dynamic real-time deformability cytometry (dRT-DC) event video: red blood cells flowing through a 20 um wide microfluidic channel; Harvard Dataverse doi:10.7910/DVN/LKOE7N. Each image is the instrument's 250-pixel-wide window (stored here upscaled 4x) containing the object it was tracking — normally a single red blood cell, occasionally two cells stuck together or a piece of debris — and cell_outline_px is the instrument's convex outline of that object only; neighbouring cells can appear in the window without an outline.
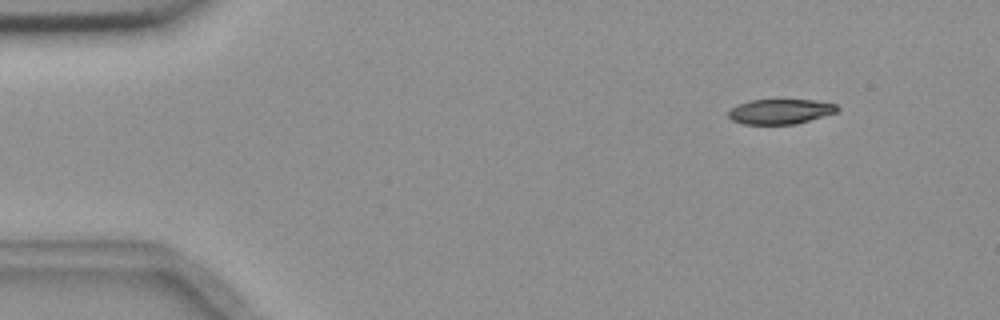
{"species": "common noctule bat (a hibernating species)", "species_latin": "Nyctalus noctula", "temperature_condition": "room temperature", "stored_images_in_passage": 5, "camera_frame_rate_fps": 3000, "um_per_image_px": 0.085, "animal": {"sex": "female", "body_mass_g": 18.4}, "frame": {"image": 1, "passage_image": 2, "time_ms": 1.333, "image_size_px": [1000, 320], "cell_outline_px": [[840, 108], [836, 112], [796, 124], [744, 124], [732, 120], [728, 116], [728, 112], [732, 108], [748, 100], [812, 100], [836, 104]], "centroid_in_image_um": [66.32, 9.48], "position_along_channel_um": 18.7, "area_um2": 15.66}}
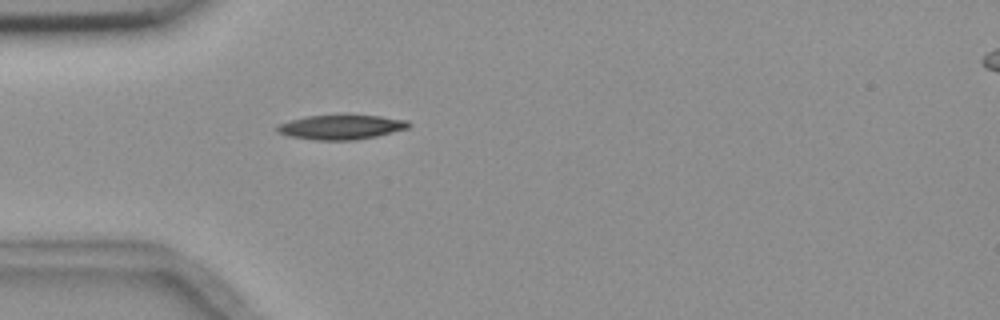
{"frame": {"image": 2, "passage_image": 5, "time_ms": 4.667, "image_size_px": [1000, 320], "cell_outline_px": [[412, 124], [408, 128], [376, 136], [356, 140], [316, 140], [288, 136], [276, 132], [276, 128], [280, 124], [292, 120], [308, 116], [380, 116], [408, 120]], "centroid_in_image_um": [29.01, 10.82], "position_along_channel_um": 56.0, "area_um2": 18.5}}